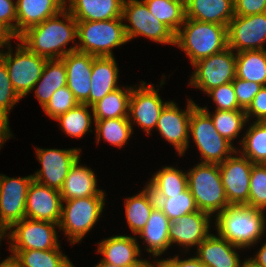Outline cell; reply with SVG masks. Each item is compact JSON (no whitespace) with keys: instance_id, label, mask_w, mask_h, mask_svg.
Here are the masks:
<instances>
[{"instance_id":"cell-1","label":"cell","mask_w":266,"mask_h":267,"mask_svg":"<svg viewBox=\"0 0 266 267\" xmlns=\"http://www.w3.org/2000/svg\"><path fill=\"white\" fill-rule=\"evenodd\" d=\"M60 17L63 19L61 20ZM75 38L77 39V21L64 8L58 14L27 29L17 40L29 51L52 60L61 59L68 53L76 51L77 43H75ZM71 41L75 45L67 48L66 46Z\"/></svg>"},{"instance_id":"cell-2","label":"cell","mask_w":266,"mask_h":267,"mask_svg":"<svg viewBox=\"0 0 266 267\" xmlns=\"http://www.w3.org/2000/svg\"><path fill=\"white\" fill-rule=\"evenodd\" d=\"M265 211L247 205H229L215 215L217 235L242 249L258 243L266 232Z\"/></svg>"},{"instance_id":"cell-3","label":"cell","mask_w":266,"mask_h":267,"mask_svg":"<svg viewBox=\"0 0 266 267\" xmlns=\"http://www.w3.org/2000/svg\"><path fill=\"white\" fill-rule=\"evenodd\" d=\"M227 27L185 18L175 34V46L186 52L193 65L228 47Z\"/></svg>"},{"instance_id":"cell-4","label":"cell","mask_w":266,"mask_h":267,"mask_svg":"<svg viewBox=\"0 0 266 267\" xmlns=\"http://www.w3.org/2000/svg\"><path fill=\"white\" fill-rule=\"evenodd\" d=\"M76 51L95 57H112V49L128 42L122 18L77 21Z\"/></svg>"},{"instance_id":"cell-5","label":"cell","mask_w":266,"mask_h":267,"mask_svg":"<svg viewBox=\"0 0 266 267\" xmlns=\"http://www.w3.org/2000/svg\"><path fill=\"white\" fill-rule=\"evenodd\" d=\"M188 188L197 208L213 216L225 210L228 203L219 171V164L199 162L188 172Z\"/></svg>"},{"instance_id":"cell-6","label":"cell","mask_w":266,"mask_h":267,"mask_svg":"<svg viewBox=\"0 0 266 267\" xmlns=\"http://www.w3.org/2000/svg\"><path fill=\"white\" fill-rule=\"evenodd\" d=\"M189 136L201 154V163L221 164L238 150L218 133L211 117L198 105L191 112Z\"/></svg>"},{"instance_id":"cell-7","label":"cell","mask_w":266,"mask_h":267,"mask_svg":"<svg viewBox=\"0 0 266 267\" xmlns=\"http://www.w3.org/2000/svg\"><path fill=\"white\" fill-rule=\"evenodd\" d=\"M104 202L105 196H89L63 201L58 230L64 232L71 244L80 243L98 222L104 209Z\"/></svg>"},{"instance_id":"cell-8","label":"cell","mask_w":266,"mask_h":267,"mask_svg":"<svg viewBox=\"0 0 266 267\" xmlns=\"http://www.w3.org/2000/svg\"><path fill=\"white\" fill-rule=\"evenodd\" d=\"M0 57L6 64L7 72L14 90L23 98L32 90L42 75L48 59L29 51L21 42L17 44L15 54L8 47Z\"/></svg>"},{"instance_id":"cell-9","label":"cell","mask_w":266,"mask_h":267,"mask_svg":"<svg viewBox=\"0 0 266 267\" xmlns=\"http://www.w3.org/2000/svg\"><path fill=\"white\" fill-rule=\"evenodd\" d=\"M122 20L131 24L124 23L128 42L144 36L157 43L175 45V34L149 12L143 0H124Z\"/></svg>"},{"instance_id":"cell-10","label":"cell","mask_w":266,"mask_h":267,"mask_svg":"<svg viewBox=\"0 0 266 267\" xmlns=\"http://www.w3.org/2000/svg\"><path fill=\"white\" fill-rule=\"evenodd\" d=\"M190 86L205 93L222 84L231 83L236 77V53L227 47L221 52L203 58L192 65Z\"/></svg>"},{"instance_id":"cell-11","label":"cell","mask_w":266,"mask_h":267,"mask_svg":"<svg viewBox=\"0 0 266 267\" xmlns=\"http://www.w3.org/2000/svg\"><path fill=\"white\" fill-rule=\"evenodd\" d=\"M57 223L24 218L7 232L9 250H51L59 244ZM11 230V231H10Z\"/></svg>"},{"instance_id":"cell-12","label":"cell","mask_w":266,"mask_h":267,"mask_svg":"<svg viewBox=\"0 0 266 267\" xmlns=\"http://www.w3.org/2000/svg\"><path fill=\"white\" fill-rule=\"evenodd\" d=\"M35 148L41 169L32 175L33 180L60 191L71 166L81 156V149Z\"/></svg>"},{"instance_id":"cell-13","label":"cell","mask_w":266,"mask_h":267,"mask_svg":"<svg viewBox=\"0 0 266 267\" xmlns=\"http://www.w3.org/2000/svg\"><path fill=\"white\" fill-rule=\"evenodd\" d=\"M141 82L138 87H132L128 119L132 126L135 123L150 135L153 128H156L161 111L169 101H162L158 93L159 88L155 89L153 84Z\"/></svg>"},{"instance_id":"cell-14","label":"cell","mask_w":266,"mask_h":267,"mask_svg":"<svg viewBox=\"0 0 266 267\" xmlns=\"http://www.w3.org/2000/svg\"><path fill=\"white\" fill-rule=\"evenodd\" d=\"M219 164V171L225 194L230 205L249 206L250 176L253 164L236 151Z\"/></svg>"},{"instance_id":"cell-15","label":"cell","mask_w":266,"mask_h":267,"mask_svg":"<svg viewBox=\"0 0 266 267\" xmlns=\"http://www.w3.org/2000/svg\"><path fill=\"white\" fill-rule=\"evenodd\" d=\"M228 47L243 52L266 50V12L249 16H234L227 27Z\"/></svg>"},{"instance_id":"cell-16","label":"cell","mask_w":266,"mask_h":267,"mask_svg":"<svg viewBox=\"0 0 266 267\" xmlns=\"http://www.w3.org/2000/svg\"><path fill=\"white\" fill-rule=\"evenodd\" d=\"M186 110H180L174 101H169L160 113L156 128L166 141L171 143L180 156L189 148V126L192 110L198 105L188 98Z\"/></svg>"},{"instance_id":"cell-17","label":"cell","mask_w":266,"mask_h":267,"mask_svg":"<svg viewBox=\"0 0 266 267\" xmlns=\"http://www.w3.org/2000/svg\"><path fill=\"white\" fill-rule=\"evenodd\" d=\"M32 175L8 177L0 174V225L7 231L25 218L27 190Z\"/></svg>"},{"instance_id":"cell-18","label":"cell","mask_w":266,"mask_h":267,"mask_svg":"<svg viewBox=\"0 0 266 267\" xmlns=\"http://www.w3.org/2000/svg\"><path fill=\"white\" fill-rule=\"evenodd\" d=\"M62 202L60 191L32 180L27 190L25 218L58 224Z\"/></svg>"},{"instance_id":"cell-19","label":"cell","mask_w":266,"mask_h":267,"mask_svg":"<svg viewBox=\"0 0 266 267\" xmlns=\"http://www.w3.org/2000/svg\"><path fill=\"white\" fill-rule=\"evenodd\" d=\"M211 218L210 214L198 210L172 221L169 229L170 245L176 243L187 251L194 245L198 247L211 234Z\"/></svg>"},{"instance_id":"cell-20","label":"cell","mask_w":266,"mask_h":267,"mask_svg":"<svg viewBox=\"0 0 266 267\" xmlns=\"http://www.w3.org/2000/svg\"><path fill=\"white\" fill-rule=\"evenodd\" d=\"M94 57L88 53L74 51L61 58L67 71L66 86L80 104H87L88 106Z\"/></svg>"},{"instance_id":"cell-21","label":"cell","mask_w":266,"mask_h":267,"mask_svg":"<svg viewBox=\"0 0 266 267\" xmlns=\"http://www.w3.org/2000/svg\"><path fill=\"white\" fill-rule=\"evenodd\" d=\"M196 257L206 267H241L242 261L236 250L241 247L228 242L219 235L209 234L196 248Z\"/></svg>"},{"instance_id":"cell-22","label":"cell","mask_w":266,"mask_h":267,"mask_svg":"<svg viewBox=\"0 0 266 267\" xmlns=\"http://www.w3.org/2000/svg\"><path fill=\"white\" fill-rule=\"evenodd\" d=\"M135 236L115 235L98 243L97 251L102 261L120 267L133 265L140 261L141 248Z\"/></svg>"},{"instance_id":"cell-23","label":"cell","mask_w":266,"mask_h":267,"mask_svg":"<svg viewBox=\"0 0 266 267\" xmlns=\"http://www.w3.org/2000/svg\"><path fill=\"white\" fill-rule=\"evenodd\" d=\"M65 5V0H16L17 38L27 29L61 12Z\"/></svg>"},{"instance_id":"cell-24","label":"cell","mask_w":266,"mask_h":267,"mask_svg":"<svg viewBox=\"0 0 266 267\" xmlns=\"http://www.w3.org/2000/svg\"><path fill=\"white\" fill-rule=\"evenodd\" d=\"M80 157L71 166L69 173L60 190L63 201L89 196H106L105 192L97 187L94 171L87 166L80 165Z\"/></svg>"},{"instance_id":"cell-25","label":"cell","mask_w":266,"mask_h":267,"mask_svg":"<svg viewBox=\"0 0 266 267\" xmlns=\"http://www.w3.org/2000/svg\"><path fill=\"white\" fill-rule=\"evenodd\" d=\"M123 2L124 0H65V8L76 21H103L122 18Z\"/></svg>"},{"instance_id":"cell-26","label":"cell","mask_w":266,"mask_h":267,"mask_svg":"<svg viewBox=\"0 0 266 267\" xmlns=\"http://www.w3.org/2000/svg\"><path fill=\"white\" fill-rule=\"evenodd\" d=\"M115 60L114 56L94 57L90 76L89 106L120 87L117 85L119 68Z\"/></svg>"},{"instance_id":"cell-27","label":"cell","mask_w":266,"mask_h":267,"mask_svg":"<svg viewBox=\"0 0 266 267\" xmlns=\"http://www.w3.org/2000/svg\"><path fill=\"white\" fill-rule=\"evenodd\" d=\"M234 16V0H185V18L228 26Z\"/></svg>"},{"instance_id":"cell-28","label":"cell","mask_w":266,"mask_h":267,"mask_svg":"<svg viewBox=\"0 0 266 267\" xmlns=\"http://www.w3.org/2000/svg\"><path fill=\"white\" fill-rule=\"evenodd\" d=\"M170 226L171 221L156 205L151 211L146 225L138 234L144 240L143 242H146V251L154 257H159L171 246L169 241Z\"/></svg>"},{"instance_id":"cell-29","label":"cell","mask_w":266,"mask_h":267,"mask_svg":"<svg viewBox=\"0 0 266 267\" xmlns=\"http://www.w3.org/2000/svg\"><path fill=\"white\" fill-rule=\"evenodd\" d=\"M67 85V71L61 59L47 60L42 75L33 87L35 97L44 108L54 91Z\"/></svg>"},{"instance_id":"cell-30","label":"cell","mask_w":266,"mask_h":267,"mask_svg":"<svg viewBox=\"0 0 266 267\" xmlns=\"http://www.w3.org/2000/svg\"><path fill=\"white\" fill-rule=\"evenodd\" d=\"M156 205L153 192L147 185L137 195L126 198V220L134 235H138L142 231Z\"/></svg>"},{"instance_id":"cell-31","label":"cell","mask_w":266,"mask_h":267,"mask_svg":"<svg viewBox=\"0 0 266 267\" xmlns=\"http://www.w3.org/2000/svg\"><path fill=\"white\" fill-rule=\"evenodd\" d=\"M147 183L154 198H169V195L181 194L188 188L187 172L165 166L154 173Z\"/></svg>"},{"instance_id":"cell-32","label":"cell","mask_w":266,"mask_h":267,"mask_svg":"<svg viewBox=\"0 0 266 267\" xmlns=\"http://www.w3.org/2000/svg\"><path fill=\"white\" fill-rule=\"evenodd\" d=\"M236 77L266 86V50L237 52Z\"/></svg>"},{"instance_id":"cell-33","label":"cell","mask_w":266,"mask_h":267,"mask_svg":"<svg viewBox=\"0 0 266 267\" xmlns=\"http://www.w3.org/2000/svg\"><path fill=\"white\" fill-rule=\"evenodd\" d=\"M20 267H75L60 245L51 250H10Z\"/></svg>"},{"instance_id":"cell-34","label":"cell","mask_w":266,"mask_h":267,"mask_svg":"<svg viewBox=\"0 0 266 267\" xmlns=\"http://www.w3.org/2000/svg\"><path fill=\"white\" fill-rule=\"evenodd\" d=\"M124 89L119 87L93 104L91 111L94 115V119L128 117L132 86L124 87Z\"/></svg>"},{"instance_id":"cell-35","label":"cell","mask_w":266,"mask_h":267,"mask_svg":"<svg viewBox=\"0 0 266 267\" xmlns=\"http://www.w3.org/2000/svg\"><path fill=\"white\" fill-rule=\"evenodd\" d=\"M97 143L101 138L109 144L122 148L133 134V127L128 117L95 119Z\"/></svg>"},{"instance_id":"cell-36","label":"cell","mask_w":266,"mask_h":267,"mask_svg":"<svg viewBox=\"0 0 266 267\" xmlns=\"http://www.w3.org/2000/svg\"><path fill=\"white\" fill-rule=\"evenodd\" d=\"M149 12L174 34L185 20V0H143Z\"/></svg>"},{"instance_id":"cell-37","label":"cell","mask_w":266,"mask_h":267,"mask_svg":"<svg viewBox=\"0 0 266 267\" xmlns=\"http://www.w3.org/2000/svg\"><path fill=\"white\" fill-rule=\"evenodd\" d=\"M241 142V155L254 164L266 162V121H254L250 124Z\"/></svg>"},{"instance_id":"cell-38","label":"cell","mask_w":266,"mask_h":267,"mask_svg":"<svg viewBox=\"0 0 266 267\" xmlns=\"http://www.w3.org/2000/svg\"><path fill=\"white\" fill-rule=\"evenodd\" d=\"M212 119L218 133L232 145L248 122L245 110H215L211 114L207 107H201Z\"/></svg>"},{"instance_id":"cell-39","label":"cell","mask_w":266,"mask_h":267,"mask_svg":"<svg viewBox=\"0 0 266 267\" xmlns=\"http://www.w3.org/2000/svg\"><path fill=\"white\" fill-rule=\"evenodd\" d=\"M90 107L92 106L79 103L76 107L58 116L54 120L59 123L61 130L68 136L82 138L89 131L93 132L90 128L92 120L95 122V119L93 113L91 115L88 110Z\"/></svg>"},{"instance_id":"cell-40","label":"cell","mask_w":266,"mask_h":267,"mask_svg":"<svg viewBox=\"0 0 266 267\" xmlns=\"http://www.w3.org/2000/svg\"><path fill=\"white\" fill-rule=\"evenodd\" d=\"M22 99L14 90L5 62L0 58V127L10 136L9 112Z\"/></svg>"},{"instance_id":"cell-41","label":"cell","mask_w":266,"mask_h":267,"mask_svg":"<svg viewBox=\"0 0 266 267\" xmlns=\"http://www.w3.org/2000/svg\"><path fill=\"white\" fill-rule=\"evenodd\" d=\"M157 206L169 218L175 221L184 215L198 211L193 195L189 188L181 194L169 195V198H155Z\"/></svg>"},{"instance_id":"cell-42","label":"cell","mask_w":266,"mask_h":267,"mask_svg":"<svg viewBox=\"0 0 266 267\" xmlns=\"http://www.w3.org/2000/svg\"><path fill=\"white\" fill-rule=\"evenodd\" d=\"M249 206L266 209V168L263 164H253L250 176Z\"/></svg>"},{"instance_id":"cell-43","label":"cell","mask_w":266,"mask_h":267,"mask_svg":"<svg viewBox=\"0 0 266 267\" xmlns=\"http://www.w3.org/2000/svg\"><path fill=\"white\" fill-rule=\"evenodd\" d=\"M79 102L75 99L72 91L67 87H61L54 91L43 111L53 120L76 107Z\"/></svg>"},{"instance_id":"cell-44","label":"cell","mask_w":266,"mask_h":267,"mask_svg":"<svg viewBox=\"0 0 266 267\" xmlns=\"http://www.w3.org/2000/svg\"><path fill=\"white\" fill-rule=\"evenodd\" d=\"M206 94L213 99L216 104V110H244L237 102L232 82L215 87Z\"/></svg>"},{"instance_id":"cell-45","label":"cell","mask_w":266,"mask_h":267,"mask_svg":"<svg viewBox=\"0 0 266 267\" xmlns=\"http://www.w3.org/2000/svg\"><path fill=\"white\" fill-rule=\"evenodd\" d=\"M239 106L246 110L262 85L235 77L232 81Z\"/></svg>"},{"instance_id":"cell-46","label":"cell","mask_w":266,"mask_h":267,"mask_svg":"<svg viewBox=\"0 0 266 267\" xmlns=\"http://www.w3.org/2000/svg\"><path fill=\"white\" fill-rule=\"evenodd\" d=\"M0 23L6 27L17 39L16 1L13 2V0H0Z\"/></svg>"},{"instance_id":"cell-47","label":"cell","mask_w":266,"mask_h":267,"mask_svg":"<svg viewBox=\"0 0 266 267\" xmlns=\"http://www.w3.org/2000/svg\"><path fill=\"white\" fill-rule=\"evenodd\" d=\"M245 112L248 121L254 117L255 121H266V86H262Z\"/></svg>"},{"instance_id":"cell-48","label":"cell","mask_w":266,"mask_h":267,"mask_svg":"<svg viewBox=\"0 0 266 267\" xmlns=\"http://www.w3.org/2000/svg\"><path fill=\"white\" fill-rule=\"evenodd\" d=\"M266 12V0H234L236 16H249Z\"/></svg>"},{"instance_id":"cell-49","label":"cell","mask_w":266,"mask_h":267,"mask_svg":"<svg viewBox=\"0 0 266 267\" xmlns=\"http://www.w3.org/2000/svg\"><path fill=\"white\" fill-rule=\"evenodd\" d=\"M167 267H206L196 256L180 259L179 255L161 260Z\"/></svg>"},{"instance_id":"cell-50","label":"cell","mask_w":266,"mask_h":267,"mask_svg":"<svg viewBox=\"0 0 266 267\" xmlns=\"http://www.w3.org/2000/svg\"><path fill=\"white\" fill-rule=\"evenodd\" d=\"M15 38L14 35L0 23V57L4 54L3 49L11 45V39Z\"/></svg>"},{"instance_id":"cell-51","label":"cell","mask_w":266,"mask_h":267,"mask_svg":"<svg viewBox=\"0 0 266 267\" xmlns=\"http://www.w3.org/2000/svg\"><path fill=\"white\" fill-rule=\"evenodd\" d=\"M249 259L259 267H266V242L263 243L257 254Z\"/></svg>"},{"instance_id":"cell-52","label":"cell","mask_w":266,"mask_h":267,"mask_svg":"<svg viewBox=\"0 0 266 267\" xmlns=\"http://www.w3.org/2000/svg\"><path fill=\"white\" fill-rule=\"evenodd\" d=\"M0 267H20V265L17 259L11 255L0 262Z\"/></svg>"},{"instance_id":"cell-53","label":"cell","mask_w":266,"mask_h":267,"mask_svg":"<svg viewBox=\"0 0 266 267\" xmlns=\"http://www.w3.org/2000/svg\"><path fill=\"white\" fill-rule=\"evenodd\" d=\"M155 263L151 262L150 260H143L141 259L140 261H138L137 263L133 264V265H130V266H126V267H153Z\"/></svg>"},{"instance_id":"cell-54","label":"cell","mask_w":266,"mask_h":267,"mask_svg":"<svg viewBox=\"0 0 266 267\" xmlns=\"http://www.w3.org/2000/svg\"><path fill=\"white\" fill-rule=\"evenodd\" d=\"M10 136L0 127V149Z\"/></svg>"},{"instance_id":"cell-55","label":"cell","mask_w":266,"mask_h":267,"mask_svg":"<svg viewBox=\"0 0 266 267\" xmlns=\"http://www.w3.org/2000/svg\"><path fill=\"white\" fill-rule=\"evenodd\" d=\"M241 267H259L256 265L253 261H251L249 258L245 259L244 262H242Z\"/></svg>"},{"instance_id":"cell-56","label":"cell","mask_w":266,"mask_h":267,"mask_svg":"<svg viewBox=\"0 0 266 267\" xmlns=\"http://www.w3.org/2000/svg\"><path fill=\"white\" fill-rule=\"evenodd\" d=\"M94 267H120V266H117V265H114V264H110V263H106V262L100 260V262Z\"/></svg>"},{"instance_id":"cell-57","label":"cell","mask_w":266,"mask_h":267,"mask_svg":"<svg viewBox=\"0 0 266 267\" xmlns=\"http://www.w3.org/2000/svg\"><path fill=\"white\" fill-rule=\"evenodd\" d=\"M7 230L0 225V242L5 238L7 237ZM1 245V244H0Z\"/></svg>"},{"instance_id":"cell-58","label":"cell","mask_w":266,"mask_h":267,"mask_svg":"<svg viewBox=\"0 0 266 267\" xmlns=\"http://www.w3.org/2000/svg\"><path fill=\"white\" fill-rule=\"evenodd\" d=\"M154 262L153 267H167L160 259L154 260Z\"/></svg>"}]
</instances>
